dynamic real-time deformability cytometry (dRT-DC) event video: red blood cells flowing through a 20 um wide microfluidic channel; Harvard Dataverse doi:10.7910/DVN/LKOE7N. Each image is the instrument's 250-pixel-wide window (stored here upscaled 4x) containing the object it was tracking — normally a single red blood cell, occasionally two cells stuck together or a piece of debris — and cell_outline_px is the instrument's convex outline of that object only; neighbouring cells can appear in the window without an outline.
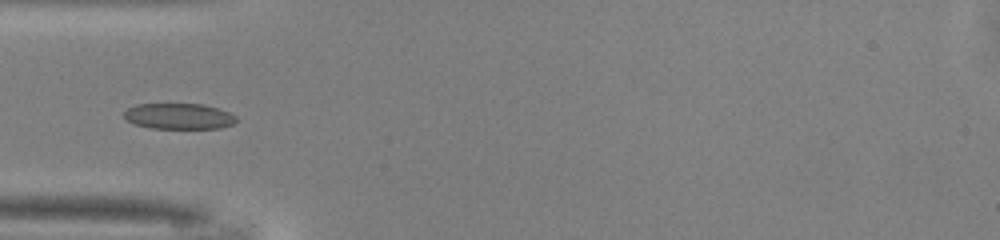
{"species": "common noctule bat (a hibernating species)", "species_latin": "Nyctalus noctula", "temperature_condition": "warm", "stored_images_in_passage": 36, "camera_frame_rate_fps": 3000, "um_per_image_px": 0.085, "animal": {"sex": "male", "body_mass_g": 13.0, "forearm_length_mm": 53.1}, "frame": {"image": 1, "passage_image": 2, "time_ms": 0.333, "image_size_px": [1000, 240], "cell_outline_px": [[236, 120], [232, 124], [220, 128], [152, 128], [136, 124], [128, 120], [124, 116], [124, 112], [128, 108], [136, 104], [204, 104], [228, 112], [236, 116]], "centroid_in_image_um": [15.2, 9.87], "position_along_channel_um": 69.8, "area_um2": 16.65}}
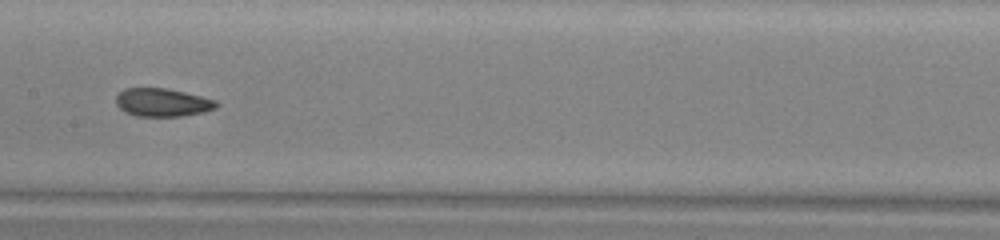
{"frame": {"image": 2, "passage_image": 11, "time_ms": 3.333, "image_size_px": [1000, 240], "cell_outline_px": [[220, 104], [216, 108], [204, 112], [180, 116], [136, 116], [124, 112], [116, 104], [116, 96], [124, 88], [164, 88], [184, 92], [216, 100]], "centroid_in_image_um": [13.8, 8.71], "position_along_channel_um": 193.6, "area_um2": 16.47}}
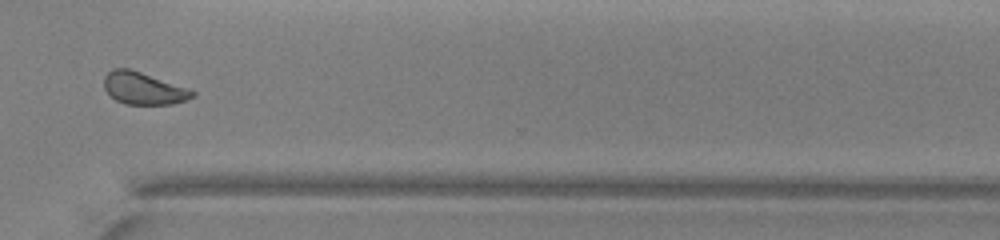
{"frame": {"image": 3, "passage_image": 23, "time_ms": 7.333, "image_size_px": [1000, 240], "cell_outline_px": [[196, 96], [172, 104], [124, 104], [116, 100], [104, 88], [104, 76], [112, 68], [128, 68], [188, 88], [196, 92]], "centroid_in_image_um": [12.19, 7.51], "position_along_channel_um": 358.4, "area_um2": 16.42}, "authors_computed_cell_mechanics": {"area_um2": 17.0221, "velocity_mm_per_s": 4.1181, "shape_relaxation_time_tau1_ms": 4.1039, "shape_relaxation_time_tau2_ms": 1.8662, "deformation_change_tau1": 0.1224, "deformation_change_tau2": 0.0777}}